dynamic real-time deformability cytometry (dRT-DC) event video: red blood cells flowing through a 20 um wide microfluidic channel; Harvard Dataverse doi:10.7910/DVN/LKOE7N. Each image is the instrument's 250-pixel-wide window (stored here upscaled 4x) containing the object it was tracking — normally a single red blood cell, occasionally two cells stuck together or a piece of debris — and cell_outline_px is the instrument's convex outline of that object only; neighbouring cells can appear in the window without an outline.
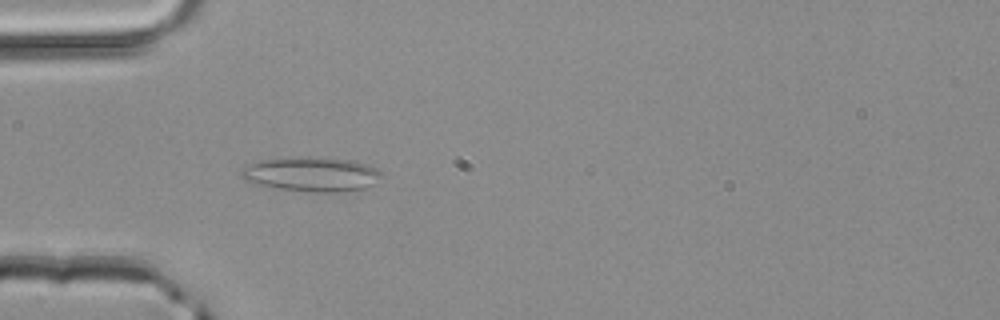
{"species": "common noctule bat (a hibernating species)", "species_latin": "Nyctalus noctula", "temperature_condition": "room temperature", "stored_images_in_passage": 3, "camera_frame_rate_fps": 3000, "um_per_image_px": 0.085, "animal": {"sex": "male", "body_mass_g": 20.4}, "frame": {"image": 1, "passage_image": 3, "time_ms": 0.667, "image_size_px": [1000, 320], "cell_outline_px": [[384, 176], [372, 184], [364, 188], [336, 192], [312, 192], [280, 188], [256, 184], [244, 180], [240, 176], [240, 172], [248, 164], [260, 160], [300, 156], [328, 156], [356, 160], [368, 164], [384, 172]], "centroid_in_image_um": [26.53, 14.77], "position_along_channel_um": 58.5, "area_um2": 28.78}}